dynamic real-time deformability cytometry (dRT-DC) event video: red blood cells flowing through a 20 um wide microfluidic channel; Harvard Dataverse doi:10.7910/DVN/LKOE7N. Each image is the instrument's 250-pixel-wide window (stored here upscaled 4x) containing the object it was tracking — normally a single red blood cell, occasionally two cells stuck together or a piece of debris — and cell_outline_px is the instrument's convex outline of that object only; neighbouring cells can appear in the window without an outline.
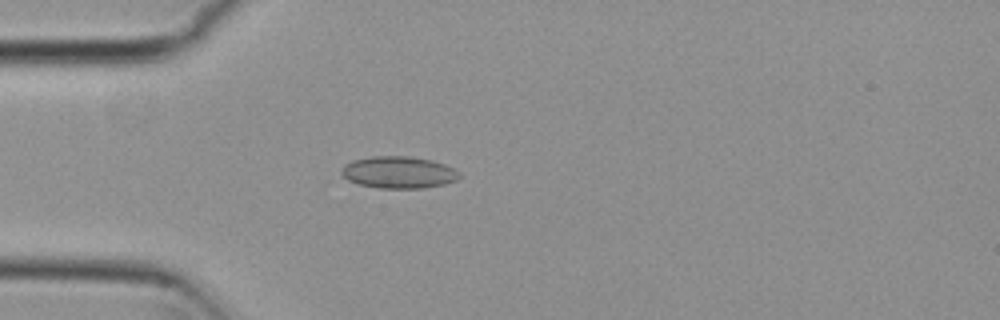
{"species": "common noctule bat (a hibernating species)", "species_latin": "Nyctalus noctula", "temperature_condition": "cold", "stored_images_in_passage": 7, "camera_frame_rate_fps": 3000, "um_per_image_px": 0.085, "animal": {"sex": "female", "body_mass_g": 29.2, "forearm_length_mm": 56.3}, "frame": {"image": 1, "passage_image": 5, "time_ms": 1.333, "image_size_px": [1000, 320], "cell_outline_px": [[460, 176], [456, 180], [444, 184], [424, 188], [380, 188], [360, 184], [348, 180], [340, 172], [344, 164], [352, 160], [372, 156], [408, 156], [432, 160], [444, 164], [452, 168]], "centroid_in_image_um": [33.85, 14.64], "position_along_channel_um": 51.2, "area_um2": 21.79}}
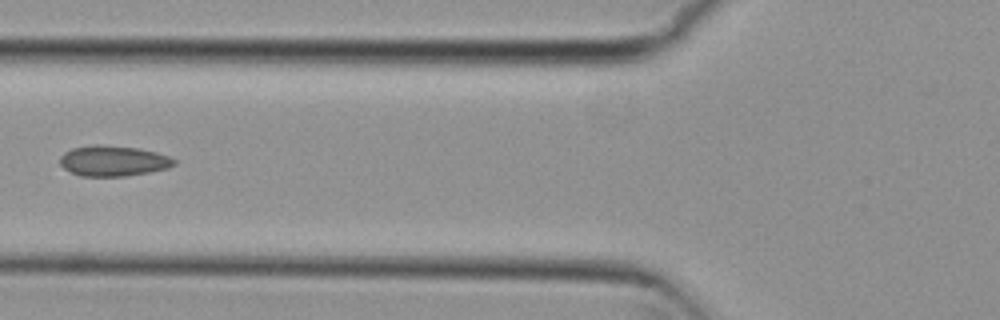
{"frame": {"image": 2, "passage_image": 7, "time_ms": 2.0, "image_size_px": [1000, 320], "cell_outline_px": [[176, 164], [168, 168], [148, 172], [124, 176], [80, 176], [64, 168], [60, 164], [60, 156], [64, 152], [72, 148], [92, 144], [100, 144], [136, 148], [156, 152], [168, 156], [176, 160]], "centroid_in_image_um": [9.6, 13.66], "position_along_channel_um": 116.2, "area_um2": 20.29}}